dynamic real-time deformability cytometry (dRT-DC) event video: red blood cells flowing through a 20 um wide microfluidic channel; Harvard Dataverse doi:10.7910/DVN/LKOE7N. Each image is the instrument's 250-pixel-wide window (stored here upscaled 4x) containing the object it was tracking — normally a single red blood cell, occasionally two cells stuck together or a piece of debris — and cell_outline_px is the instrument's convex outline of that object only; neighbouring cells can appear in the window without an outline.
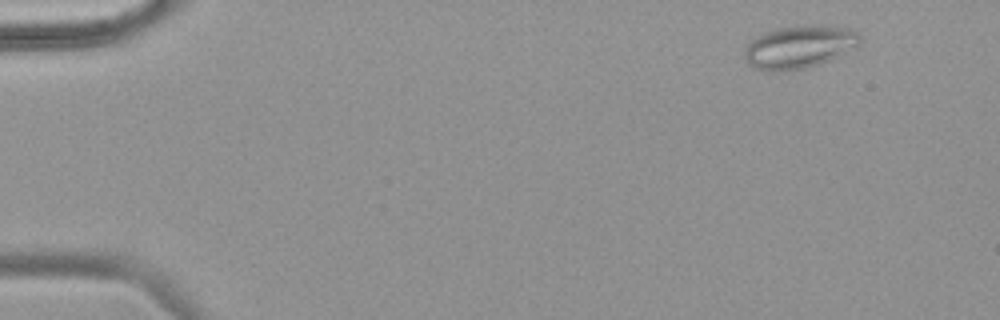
{"species": "common noctule bat (a hibernating species)", "species_latin": "Nyctalus noctula", "temperature_condition": "warm", "stored_images_in_passage": 54, "camera_frame_rate_fps": 3000, "um_per_image_px": 0.085, "animal": {"sex": "female", "body_mass_g": 18.4}, "frame": {"image": 1, "passage_image": 5, "time_ms": 1.333, "image_size_px": [1000, 320], "cell_outline_px": [[860, 44], [820, 64], [804, 68], [772, 72], [752, 68], [744, 60], [744, 48], [756, 36], [764, 32], [776, 28], [804, 24], [808, 24], [848, 28], [856, 32], [860, 36]], "centroid_in_image_um": [67.86, 3.98], "position_along_channel_um": 17.1, "area_um2": 28.84}}
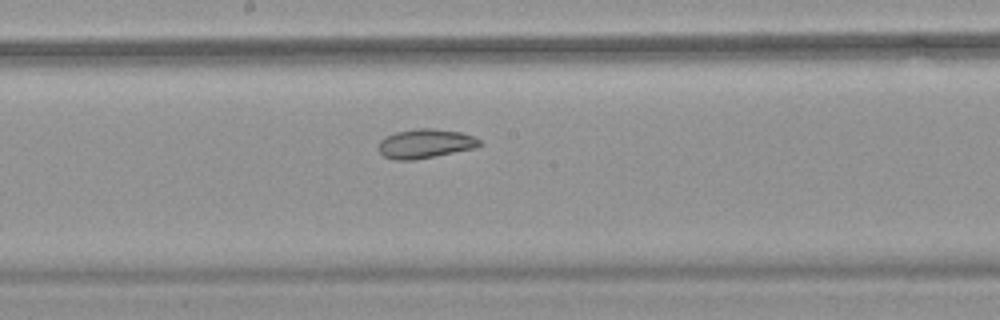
{"frame": {"image": 2, "passage_image": 30, "time_ms": 9.667, "image_size_px": [1000, 320], "cell_outline_px": [[484, 144], [476, 148], [412, 160], [392, 160], [384, 156], [380, 152], [380, 140], [384, 136], [396, 132], [416, 128], [432, 128], [460, 132], [472, 136], [480, 140]], "centroid_in_image_um": [36.15, 12.2], "position_along_channel_um": 212.0, "area_um2": 17.17}}
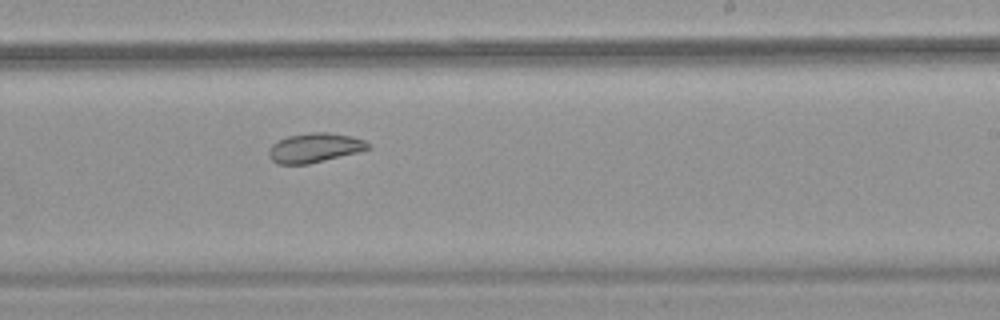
{"frame": {"image": 3, "passage_image": 34, "time_ms": 11.0, "image_size_px": [1000, 320], "cell_outline_px": [[372, 148], [308, 164], [276, 164], [268, 156], [268, 152], [272, 144], [276, 140], [288, 136], [312, 132], [328, 132], [352, 136], [364, 140]], "centroid_in_image_um": [26.7, 12.55], "position_along_channel_um": 262.3, "area_um2": 16.94}, "authors_computed_cell_mechanics": {"area_um2": 22.5131, "velocity_mm_per_s": 3.782, "shape_relaxation_time_tau1_ms": null, "shape_relaxation_time_tau2_ms": 1.9036, "deformation_change_tau1": null, "deformation_change_tau2": 0.0625}}